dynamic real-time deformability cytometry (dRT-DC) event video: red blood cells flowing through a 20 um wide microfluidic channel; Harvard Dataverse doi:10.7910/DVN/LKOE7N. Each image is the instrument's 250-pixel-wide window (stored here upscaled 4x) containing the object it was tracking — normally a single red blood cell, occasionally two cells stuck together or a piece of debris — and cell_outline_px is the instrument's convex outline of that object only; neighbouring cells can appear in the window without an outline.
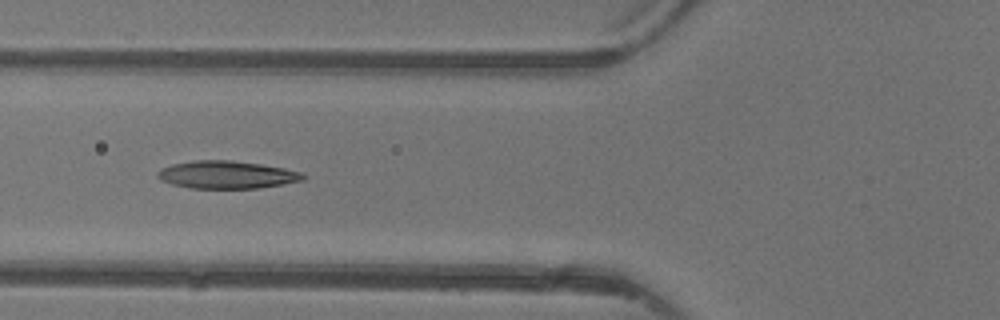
{"species": "common noctule bat (a hibernating species)", "species_latin": "Nyctalus noctula", "temperature_condition": "warm", "stored_images_in_passage": 5, "camera_frame_rate_fps": 3000, "um_per_image_px": 0.085, "animal": {"sex": "female"}, "frame": {"image": 1, "passage_image": 5, "time_ms": 4.667, "image_size_px": [1000, 320], "cell_outline_px": [[304, 180], [260, 188], [192, 188], [172, 184], [160, 180], [156, 176], [156, 172], [160, 168], [172, 164], [196, 160], [228, 160], [260, 164], [284, 168], [300, 172], [304, 176]], "centroid_in_image_um": [19.22, 14.85], "position_along_channel_um": 106.6, "area_um2": 23.35}}